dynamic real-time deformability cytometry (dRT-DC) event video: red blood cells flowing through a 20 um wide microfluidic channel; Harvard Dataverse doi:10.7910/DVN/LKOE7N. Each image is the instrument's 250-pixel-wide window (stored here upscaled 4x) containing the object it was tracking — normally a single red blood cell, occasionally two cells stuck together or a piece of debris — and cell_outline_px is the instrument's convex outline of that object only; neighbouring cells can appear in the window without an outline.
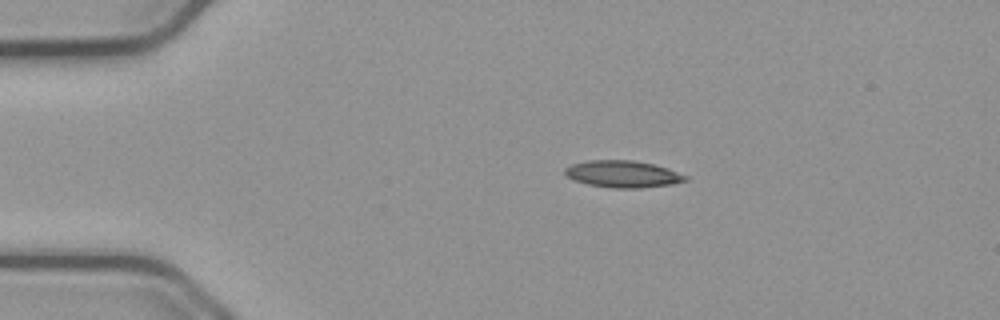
{"species": "common noctule bat (a hibernating species)", "species_latin": "Nyctalus noctula", "temperature_condition": "cold", "stored_images_in_passage": 45, "camera_frame_rate_fps": 3000, "um_per_image_px": 0.085, "animal": {"sex": "male", "body_mass_g": 23.1, "forearm_length_mm": 52.7}, "frame": {"image": 1, "passage_image": 1, "time_ms": 0.0, "image_size_px": [1000, 320], "cell_outline_px": [[688, 180], [672, 184], [640, 188], [612, 188], [588, 184], [572, 180], [564, 172], [564, 168], [572, 164], [588, 160], [632, 160], [652, 164], [668, 168], [688, 176]], "centroid_in_image_um": [52.93, 14.79], "position_along_channel_um": 32.1, "area_um2": 18.9}}
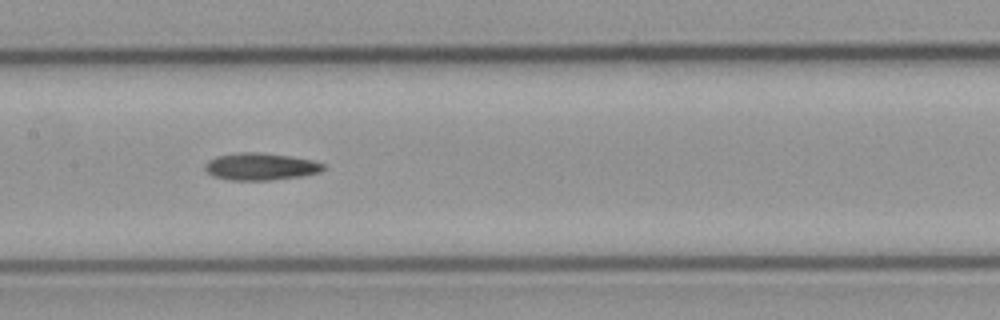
{"frame": {"image": 2, "passage_image": 17, "time_ms": 5.333, "image_size_px": [1000, 320], "cell_outline_px": [[324, 168], [320, 172], [304, 176], [268, 180], [232, 180], [212, 176], [204, 168], [204, 164], [208, 160], [216, 156], [240, 152], [256, 152], [288, 156], [312, 160], [324, 164]], "centroid_in_image_um": [22.12, 14.16], "position_along_channel_um": 185.3, "area_um2": 18.67}}
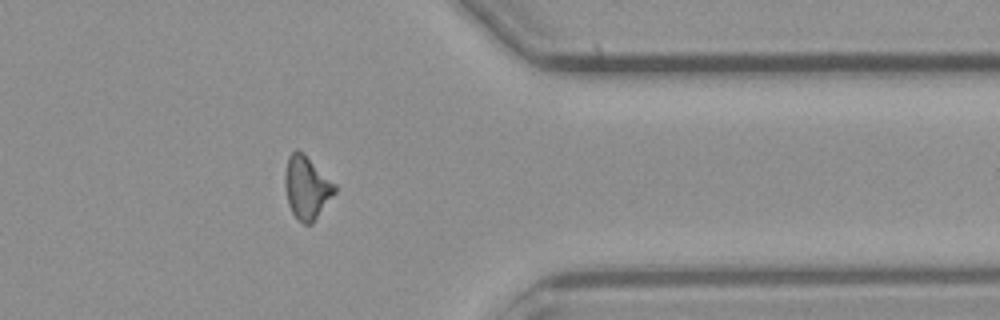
{"frame": {"image": 3, "passage_image": 34, "time_ms": 11.0, "image_size_px": [1000, 320], "cell_outline_px": [[336, 192], [312, 224], [304, 224], [292, 212], [288, 204], [284, 188], [284, 176], [288, 156], [296, 148], [336, 184]], "centroid_in_image_um": [26.06, 15.96], "position_along_channel_um": 385.3, "area_um2": 18.03}}